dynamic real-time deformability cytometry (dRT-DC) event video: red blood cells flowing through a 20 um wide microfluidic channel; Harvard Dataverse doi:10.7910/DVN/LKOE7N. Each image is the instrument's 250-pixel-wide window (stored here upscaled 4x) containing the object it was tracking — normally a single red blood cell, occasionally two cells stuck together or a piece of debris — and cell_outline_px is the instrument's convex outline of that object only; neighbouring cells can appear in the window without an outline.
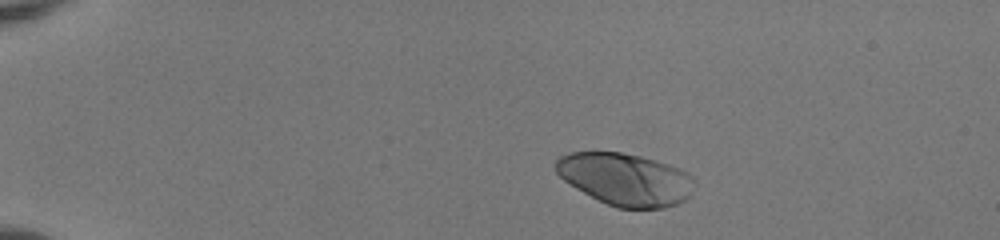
{"species": "human", "species_latin": "Homo sapiens", "temperature_condition": "room temperature", "stored_images_in_passage": 43, "camera_frame_rate_fps": 3000, "um_per_image_px": 0.085, "donor": {"sex": "female"}, "frame": {"image": 1, "passage_image": 1, "time_ms": 0.0, "image_size_px": [1000, 240], "cell_outline_px": [[696, 184], [688, 196], [684, 200], [676, 204], [664, 208], [616, 208], [576, 188], [564, 180], [556, 172], [556, 160], [560, 156], [568, 152], [620, 152], [640, 156], [656, 160], [680, 168], [688, 172], [696, 180]], "centroid_in_image_um": [53.19, 15.23], "position_along_channel_um": 31.8, "area_um2": 42.19}}
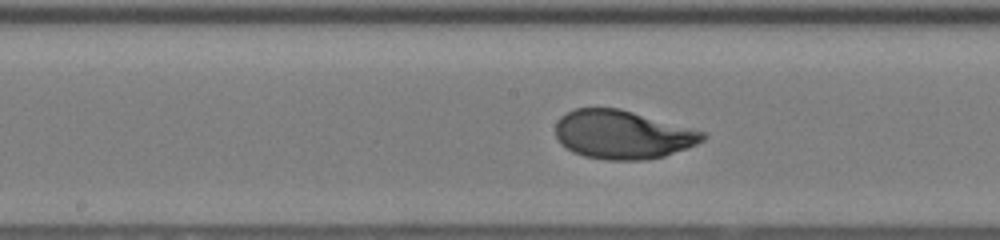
{"frame": {"image": 2, "passage_image": 20, "time_ms": 6.333, "image_size_px": [1000, 240], "cell_outline_px": [[708, 136], [704, 140], [688, 148], [664, 156], [648, 160], [608, 160], [584, 156], [572, 152], [560, 144], [556, 136], [556, 124], [560, 116], [576, 108], [620, 108], [704, 132]], "centroid_in_image_um": [52.9, 11.45], "position_along_channel_um": 195.3, "area_um2": 41.67}}
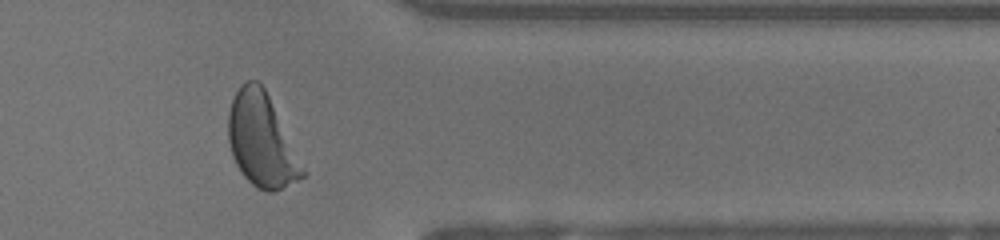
{"frame": {"image": 3, "passage_image": 35, "time_ms": 11.333, "image_size_px": [1000, 240], "cell_outline_px": [[304, 176], [272, 192], [268, 192], [256, 188], [244, 176], [236, 164], [232, 156], [228, 140], [228, 112], [232, 100], [240, 84], [248, 80], [256, 80], [264, 88], [268, 96], [304, 172]], "centroid_in_image_um": [22.14, 11.92], "position_along_channel_um": 389.3, "area_um2": 38.96}, "authors_computed_cell_mechanics": {"area_um2": 41.7894, "velocity_mm_per_s": 3.9927, "shape_relaxation_time_tau1_ms": 2.7539, "shape_relaxation_time_tau2_ms": null, "deformation_change_tau1": 0.1982, "deformation_change_tau2": null}}